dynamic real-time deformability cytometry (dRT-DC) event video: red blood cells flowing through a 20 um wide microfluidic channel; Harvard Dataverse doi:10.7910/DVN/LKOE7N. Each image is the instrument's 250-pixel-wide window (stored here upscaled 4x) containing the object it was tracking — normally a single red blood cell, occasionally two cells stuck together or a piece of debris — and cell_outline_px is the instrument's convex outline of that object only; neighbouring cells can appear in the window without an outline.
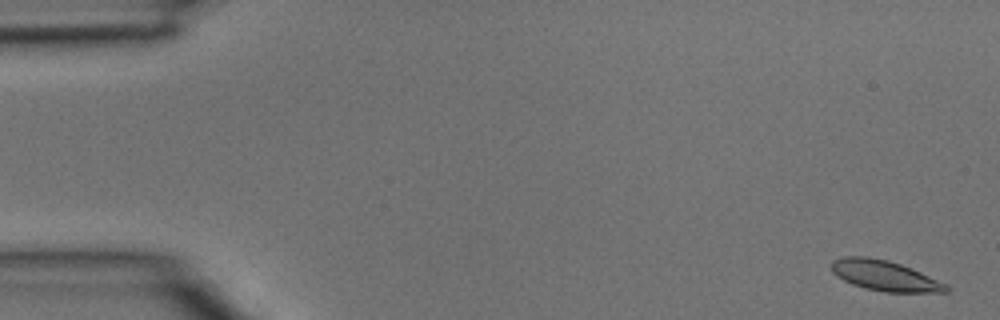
{"species": "common noctule bat (a hibernating species)", "species_latin": "Nyctalus noctula", "temperature_condition": "room temperature", "stored_images_in_passage": 4, "camera_frame_rate_fps": 3000, "um_per_image_px": 0.085, "animal": {"sex": "male", "body_mass_g": 15.6}, "frame": {"image": 1, "passage_image": 1, "time_ms": 0.0, "image_size_px": [1000, 320], "cell_outline_px": [[948, 292], [884, 292], [864, 288], [852, 284], [836, 276], [832, 272], [832, 260], [844, 256], [868, 256], [888, 260], [900, 264], [920, 272], [948, 284]], "centroid_in_image_um": [75.18, 23.43], "position_along_channel_um": 9.8, "area_um2": 20.29}}